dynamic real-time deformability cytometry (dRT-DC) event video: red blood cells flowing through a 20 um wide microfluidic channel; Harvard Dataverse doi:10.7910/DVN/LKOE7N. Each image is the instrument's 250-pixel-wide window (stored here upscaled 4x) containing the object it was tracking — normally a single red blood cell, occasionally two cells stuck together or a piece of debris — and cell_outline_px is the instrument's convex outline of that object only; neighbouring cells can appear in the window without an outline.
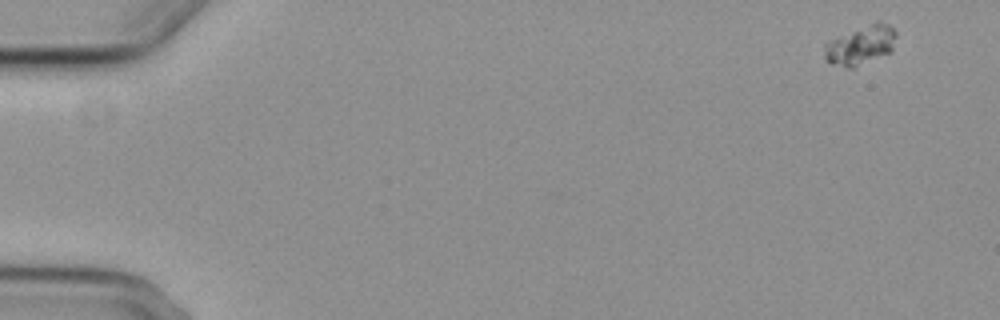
{"species": "common noctule bat (a hibernating species)", "species_latin": "Nyctalus noctula", "temperature_condition": "cold", "stored_images_in_passage": 5, "camera_frame_rate_fps": 3000, "um_per_image_px": 0.085, "animal": {"sex": "female", "body_mass_g": 29.2, "forearm_length_mm": 56.3}, "frame": {"image": 1, "passage_image": 1, "time_ms": 0.0, "image_size_px": [1000, 320], "cell_outline_px": [[896, 36], [892, 52], [852, 68], [844, 68], [828, 64], [824, 56], [824, 44], [828, 40], [876, 20], [880, 20], [888, 24], [896, 32]], "centroid_in_image_um": [73.13, 3.84], "position_along_channel_um": 11.9, "area_um2": 16.82}}